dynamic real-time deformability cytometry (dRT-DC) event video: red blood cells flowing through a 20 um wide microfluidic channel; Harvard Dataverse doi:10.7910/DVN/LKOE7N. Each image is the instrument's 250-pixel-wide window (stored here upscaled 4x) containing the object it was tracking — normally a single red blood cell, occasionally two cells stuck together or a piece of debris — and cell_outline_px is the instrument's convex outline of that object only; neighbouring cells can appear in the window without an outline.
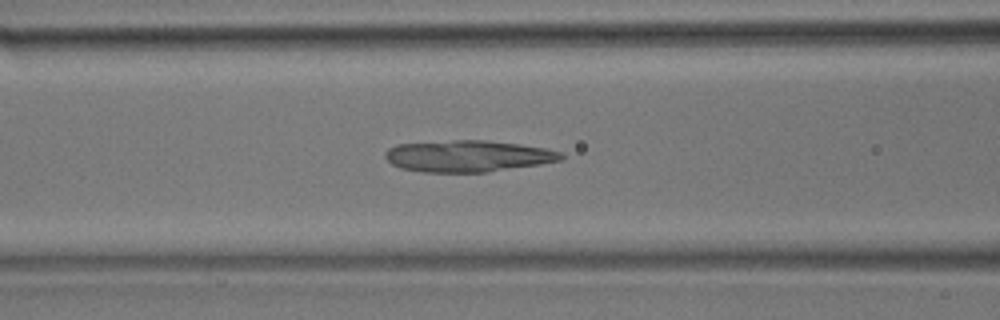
{"species": "common noctule bat (a hibernating species)", "species_latin": "Nyctalus noctula", "temperature_condition": "room temperature", "stored_images_in_passage": 48, "camera_frame_rate_fps": 3000, "um_per_image_px": 0.085, "animal": {"sex": "male", "body_mass_g": 17.9}, "frame": {"image": 1, "passage_image": 19, "time_ms": 6.0, "image_size_px": [1000, 320], "cell_outline_px": [[564, 160], [540, 164], [488, 172], [424, 172], [400, 168], [392, 164], [384, 156], [384, 152], [388, 148], [396, 144], [452, 140], [484, 140], [520, 144], [544, 148], [560, 152], [564, 156]], "centroid_in_image_um": [39.76, 13.26], "position_along_channel_um": 126.8, "area_um2": 32.43}}
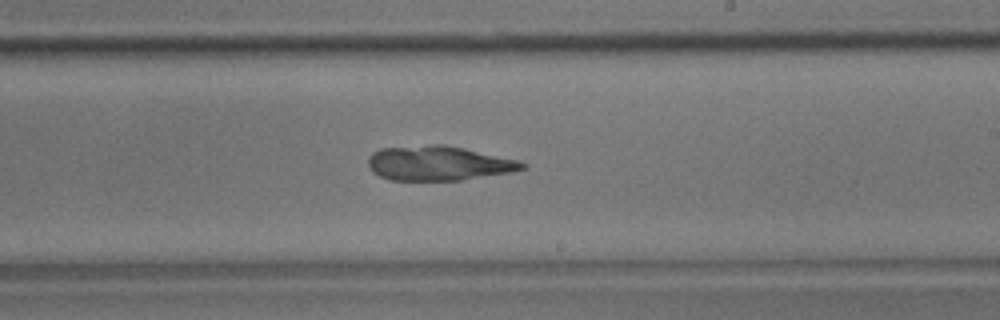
{"frame": {"image": 2, "passage_image": 28, "time_ms": 9.0, "image_size_px": [1000, 320], "cell_outline_px": [[528, 164], [524, 168], [512, 172], [464, 180], [392, 180], [380, 176], [372, 172], [368, 168], [368, 160], [372, 152], [380, 148], [436, 144], [444, 144], [464, 148], [520, 160]], "centroid_in_image_um": [37.29, 13.87], "position_along_channel_um": 251.7, "area_um2": 31.27}}
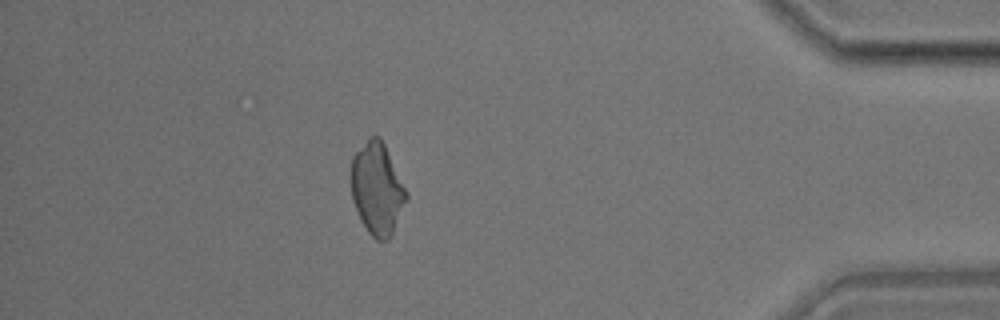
{"frame": {"image": 3, "passage_image": 42, "time_ms": 13.667, "image_size_px": [1000, 320], "cell_outline_px": [[408, 200], [388, 240], [376, 240], [368, 232], [352, 200], [352, 156], [372, 136], [380, 136], [408, 192]], "centroid_in_image_um": [32.08, 16.05], "position_along_channel_um": 403.1, "area_um2": 29.07}}